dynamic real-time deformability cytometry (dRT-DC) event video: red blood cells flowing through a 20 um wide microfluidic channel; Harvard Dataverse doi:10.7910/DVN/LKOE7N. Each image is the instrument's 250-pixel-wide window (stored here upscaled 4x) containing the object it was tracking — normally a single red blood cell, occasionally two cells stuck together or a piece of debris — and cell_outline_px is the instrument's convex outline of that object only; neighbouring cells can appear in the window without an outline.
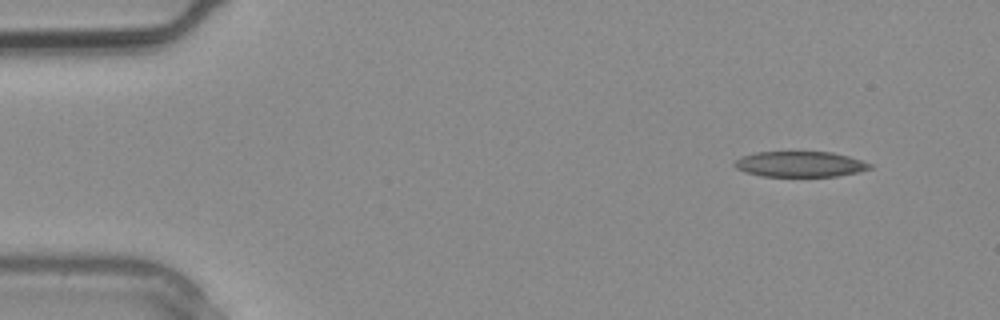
{"species": "common noctule bat (a hibernating species)", "species_latin": "Nyctalus noctula", "temperature_condition": "warm", "stored_images_in_passage": 3, "camera_frame_rate_fps": 3000, "um_per_image_px": 0.085, "animal": {"sex": "male", "body_mass_g": 20.4}, "frame": {"image": 1, "passage_image": 1, "time_ms": 0.0, "image_size_px": [1000, 320], "cell_outline_px": [[872, 168], [856, 172], [836, 176], [760, 176], [744, 172], [736, 168], [732, 164], [740, 156], [756, 152], [832, 152], [848, 156], [872, 164]], "centroid_in_image_um": [67.95, 13.95], "position_along_channel_um": 17.1, "area_um2": 20.11}}
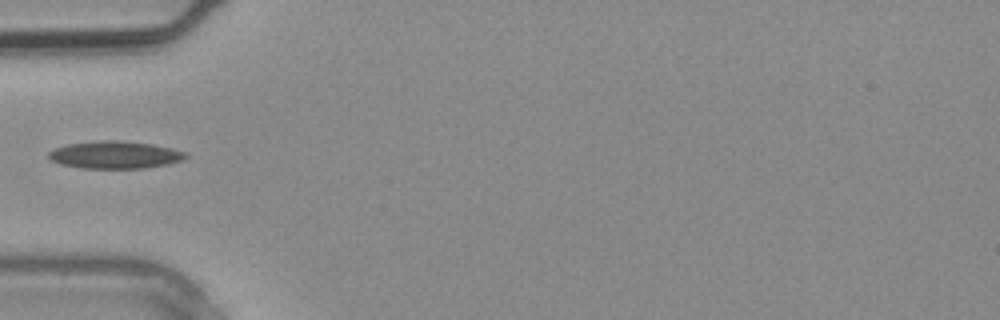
{"frame": {"image": 2, "passage_image": 3, "time_ms": 0.667, "image_size_px": [1000, 320], "cell_outline_px": [[188, 156], [184, 160], [168, 164], [144, 168], [80, 168], [60, 164], [52, 160], [48, 156], [48, 152], [56, 148], [68, 144], [96, 140], [120, 140], [152, 144], [172, 148], [184, 152]], "centroid_in_image_um": [9.78, 13.16], "position_along_channel_um": 75.2, "area_um2": 21.96}}